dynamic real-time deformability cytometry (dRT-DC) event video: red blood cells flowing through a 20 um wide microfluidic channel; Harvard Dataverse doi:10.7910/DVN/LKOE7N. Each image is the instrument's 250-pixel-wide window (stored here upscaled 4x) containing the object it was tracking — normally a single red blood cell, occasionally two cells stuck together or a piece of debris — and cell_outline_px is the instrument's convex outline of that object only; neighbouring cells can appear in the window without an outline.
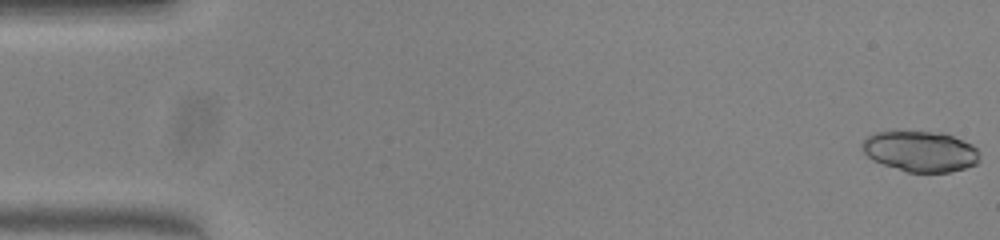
{"species": "common noctule bat (a hibernating species)", "species_latin": "Nyctalus noctula", "temperature_condition": "warm", "stored_images_in_passage": 14, "camera_frame_rate_fps": 3000, "um_per_image_px": 0.085, "animal": {"sex": "female", "body_mass_g": 23.0, "forearm_length_mm": 53.4}, "frame": {"image": 1, "passage_image": 1, "time_ms": 0.0, "image_size_px": [1000, 240], "cell_outline_px": [[980, 160], [976, 164], [964, 168], [948, 172], [908, 172], [872, 160], [860, 148], [860, 144], [872, 132], [892, 128], [944, 132], [972, 144], [980, 152]], "centroid_in_image_um": [78.19, 12.79], "position_along_channel_um": 6.8, "area_um2": 28.9}}
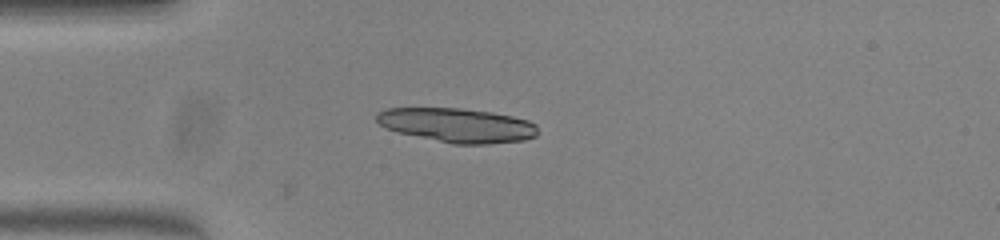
{"frame": {"image": 2, "passage_image": 14, "time_ms": 4.333, "image_size_px": [1000, 240], "cell_outline_px": [[540, 132], [536, 136], [524, 140], [488, 144], [452, 144], [396, 132], [384, 128], [376, 120], [376, 112], [388, 108], [460, 108], [492, 112], [512, 116], [528, 120], [536, 124]], "centroid_in_image_um": [38.86, 10.65], "position_along_channel_um": 46.1, "area_um2": 32.48}}